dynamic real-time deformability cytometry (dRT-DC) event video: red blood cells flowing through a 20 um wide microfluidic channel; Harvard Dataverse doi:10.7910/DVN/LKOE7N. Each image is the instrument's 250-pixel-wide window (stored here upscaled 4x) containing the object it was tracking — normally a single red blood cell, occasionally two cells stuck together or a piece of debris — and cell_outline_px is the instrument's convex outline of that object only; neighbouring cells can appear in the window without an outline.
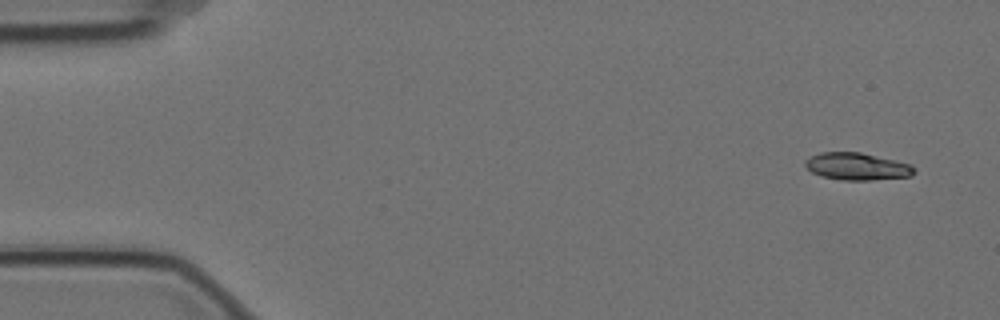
{"species": "Egyptian fruit bat (a non-hibernating species)", "species_latin": "Rousettus aegyptiacus", "temperature_condition": "cold", "stored_images_in_passage": 6, "camera_frame_rate_fps": 3000, "um_per_image_px": 0.085, "animal": {"sex": "female"}, "frame": {"image": 1, "passage_image": 1, "time_ms": 0.0, "image_size_px": [1000, 320], "cell_outline_px": [[916, 168], [912, 176], [868, 180], [840, 180], [820, 176], [812, 172], [804, 164], [804, 160], [820, 152], [860, 152], [896, 160], [912, 164]], "centroid_in_image_um": [72.86, 14.14], "position_along_channel_um": 12.1, "area_um2": 17.4}}
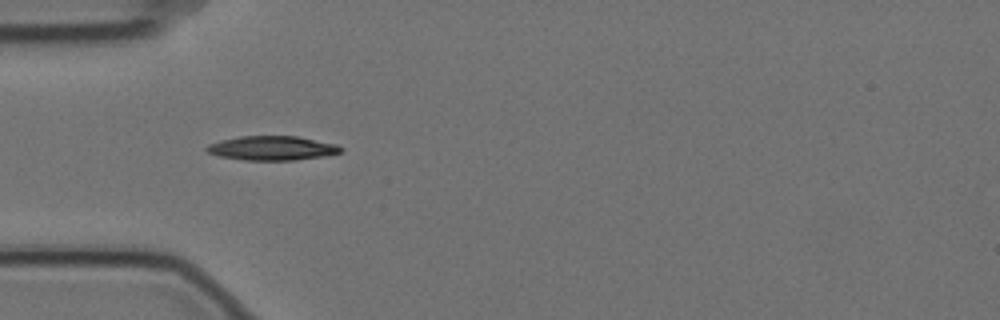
{"frame": {"image": 2, "passage_image": 5, "time_ms": 1.333, "image_size_px": [1000, 320], "cell_outline_px": [[344, 148], [340, 152], [328, 156], [296, 160], [244, 160], [220, 156], [208, 152], [204, 148], [208, 144], [220, 140], [240, 136], [296, 136], [336, 144]], "centroid_in_image_um": [23.14, 12.59], "position_along_channel_um": 61.9, "area_um2": 19.02}}
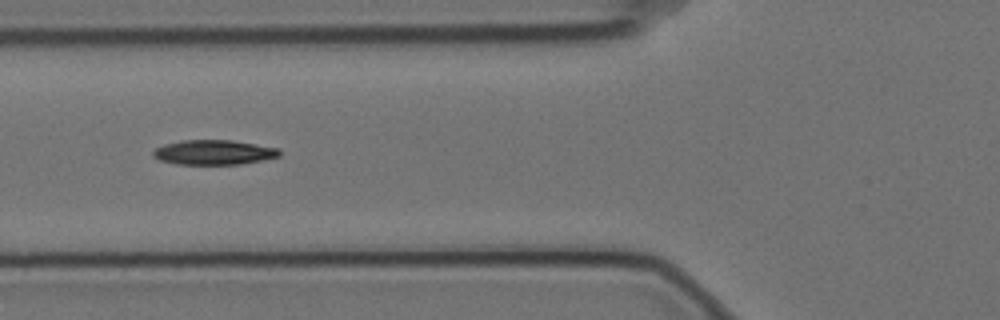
{"frame": {"image": 3, "passage_image": 6, "time_ms": 1.667, "image_size_px": [1000, 320], "cell_outline_px": [[280, 156], [264, 160], [240, 164], [176, 164], [160, 160], [152, 156], [152, 152], [156, 148], [164, 144], [180, 140], [232, 140], [280, 148]], "centroid_in_image_um": [18.18, 12.94], "position_along_channel_um": 107.6, "area_um2": 18.32}}